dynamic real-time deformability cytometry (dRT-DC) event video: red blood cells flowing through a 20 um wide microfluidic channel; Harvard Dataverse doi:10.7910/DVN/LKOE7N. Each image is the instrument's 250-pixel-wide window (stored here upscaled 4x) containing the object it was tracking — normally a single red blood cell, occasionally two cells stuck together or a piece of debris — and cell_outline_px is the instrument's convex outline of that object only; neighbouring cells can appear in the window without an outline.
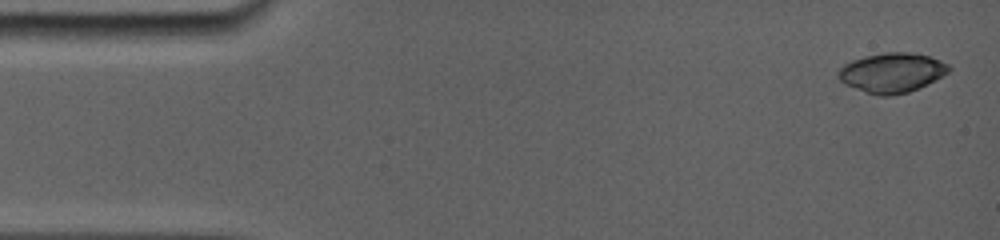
{"species": "common noctule bat (a hibernating species)", "species_latin": "Nyctalus noctula", "temperature_condition": "room temperature", "stored_images_in_passage": 7, "camera_frame_rate_fps": 5000, "um_per_image_px": 0.085, "animal": {"sex": "female", "body_mass_g": 19.0, "forearm_length_mm": 56.7}, "frame": {"image": 1, "passage_image": 1, "time_ms": 0.0, "image_size_px": [1000, 240], "cell_outline_px": [[952, 68], [948, 72], [936, 80], [920, 88], [908, 92], [892, 96], [880, 96], [864, 92], [844, 84], [840, 80], [836, 72], [844, 64], [852, 60], [864, 56], [884, 52], [916, 52], [940, 60], [948, 64]], "centroid_in_image_um": [75.81, 6.18], "position_along_channel_um": 9.2, "area_um2": 25.89}}
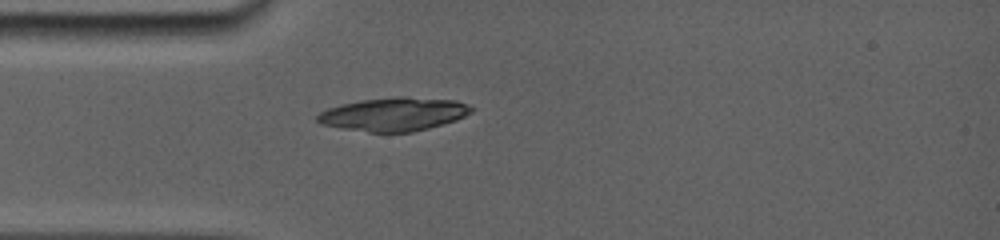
{"frame": {"image": 2, "passage_image": 7, "time_ms": 4.0, "image_size_px": [1000, 240], "cell_outline_px": [[476, 108], [472, 112], [456, 120], [408, 132], [372, 132], [324, 124], [316, 120], [316, 116], [320, 112], [328, 108], [340, 104], [360, 100], [396, 96], [408, 96], [456, 100], [468, 104]], "centroid_in_image_um": [33.52, 9.67], "position_along_channel_um": 51.5, "area_um2": 29.71}}